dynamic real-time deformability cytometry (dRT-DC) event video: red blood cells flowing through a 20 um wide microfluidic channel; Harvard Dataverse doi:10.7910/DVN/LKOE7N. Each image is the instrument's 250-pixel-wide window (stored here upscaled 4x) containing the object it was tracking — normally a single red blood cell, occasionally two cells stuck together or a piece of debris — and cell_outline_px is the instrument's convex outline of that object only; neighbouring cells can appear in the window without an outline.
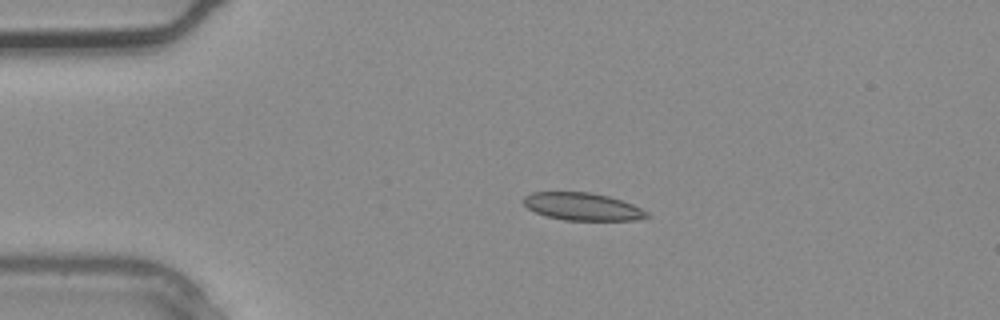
{"species": "common noctule bat (a hibernating species)", "species_latin": "Nyctalus noctula", "temperature_condition": "warm", "stored_images_in_passage": 2, "camera_frame_rate_fps": 3000, "um_per_image_px": 0.085, "animal": {"sex": "male", "body_mass_g": 20.4}, "frame": {"image": 1, "passage_image": 1, "time_ms": 0.0, "image_size_px": [1000, 320], "cell_outline_px": [[652, 216], [636, 220], [564, 220], [548, 216], [536, 212], [528, 208], [524, 204], [524, 196], [532, 192], [588, 192], [608, 196], [632, 204], [648, 212]], "centroid_in_image_um": [49.53, 17.56], "position_along_channel_um": 35.5, "area_um2": 19.65}}